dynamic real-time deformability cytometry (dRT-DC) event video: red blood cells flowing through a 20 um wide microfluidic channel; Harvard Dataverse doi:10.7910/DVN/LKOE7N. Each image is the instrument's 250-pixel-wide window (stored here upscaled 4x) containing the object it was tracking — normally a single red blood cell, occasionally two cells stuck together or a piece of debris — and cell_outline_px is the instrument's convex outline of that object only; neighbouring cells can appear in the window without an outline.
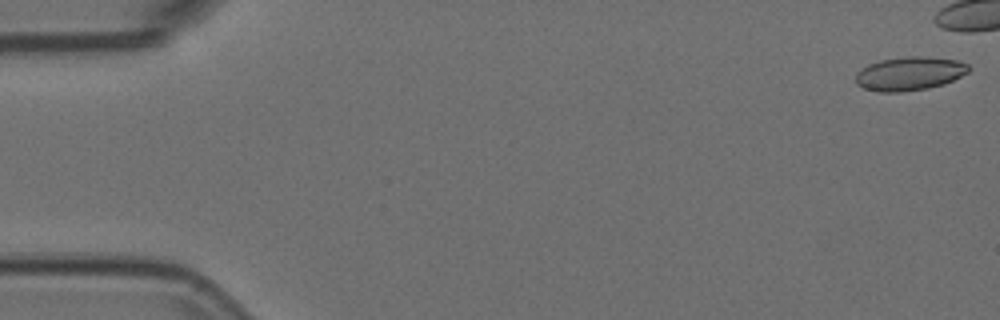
{"species": "Egyptian fruit bat (a non-hibernating species)", "species_latin": "Rousettus aegyptiacus", "temperature_condition": "room temperature", "stored_images_in_passage": 43, "camera_frame_rate_fps": 3000, "um_per_image_px": 0.085, "animal": {"sex": "female"}, "frame": {"image": 1, "passage_image": 1, "time_ms": 0.0, "image_size_px": [1000, 320], "cell_outline_px": [[968, 72], [944, 84], [928, 88], [900, 92], [876, 92], [864, 88], [856, 84], [856, 76], [868, 64], [880, 60], [908, 56], [924, 56], [956, 60], [968, 64]], "centroid_in_image_um": [77.3, 6.26], "position_along_channel_um": 7.7, "area_um2": 21.96}}
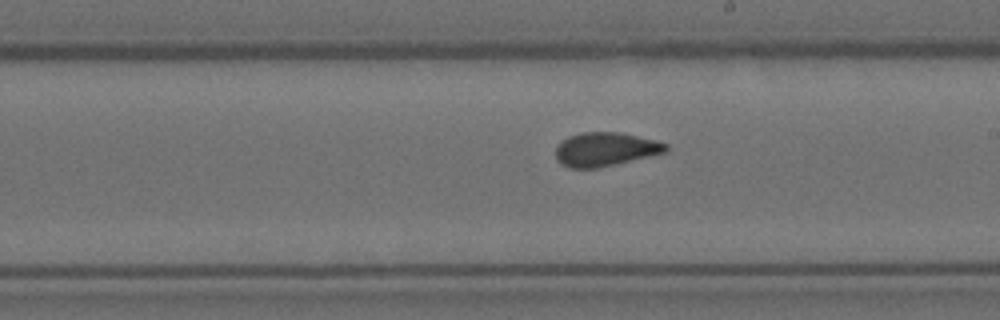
{"frame": {"image": 2, "passage_image": 31, "time_ms": 10.0, "image_size_px": [1000, 320], "cell_outline_px": [[668, 152], [616, 164], [596, 168], [568, 168], [560, 164], [556, 160], [556, 148], [568, 136], [580, 132], [620, 132], [656, 140], [668, 144]], "centroid_in_image_um": [51.47, 12.69], "position_along_channel_um": 237.5, "area_um2": 21.85}}
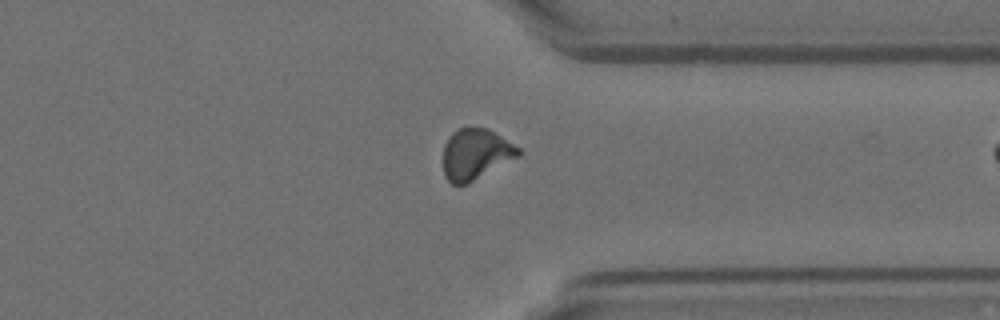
{"frame": {"image": 3, "passage_image": 42, "time_ms": 13.667, "image_size_px": [1000, 320], "cell_outline_px": [[520, 156], [468, 184], [452, 184], [444, 176], [444, 144], [448, 136], [456, 128], [484, 128], [500, 136], [520, 148]], "centroid_in_image_um": [40.41, 13.12], "position_along_channel_um": 371.0, "area_um2": 22.2}}